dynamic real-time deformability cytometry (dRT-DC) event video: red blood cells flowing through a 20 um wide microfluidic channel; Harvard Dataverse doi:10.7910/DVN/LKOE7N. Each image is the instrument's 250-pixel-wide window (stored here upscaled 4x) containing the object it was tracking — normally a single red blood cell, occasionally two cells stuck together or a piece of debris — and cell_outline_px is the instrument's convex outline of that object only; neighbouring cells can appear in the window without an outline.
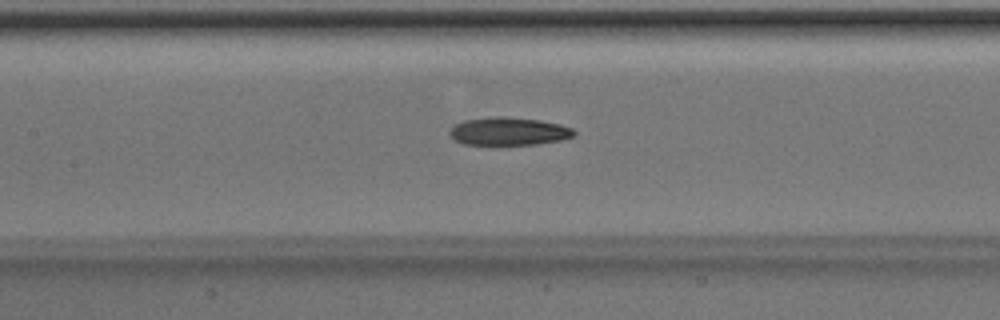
{"species": "Egyptian fruit bat (a non-hibernating species)", "species_latin": "Rousettus aegyptiacus", "temperature_condition": "room temperature", "stored_images_in_passage": 36, "camera_frame_rate_fps": 3000, "um_per_image_px": 0.085, "animal": {"sex": "male"}, "frame": {"image": 1, "passage_image": 9, "time_ms": 2.667, "image_size_px": [1000, 320], "cell_outline_px": [[576, 132], [572, 136], [560, 140], [536, 144], [464, 144], [456, 140], [448, 132], [456, 124], [464, 120], [496, 116], [508, 116], [540, 120], [560, 124], [572, 128]], "centroid_in_image_um": [43.25, 11.14], "position_along_channel_um": 164.1, "area_um2": 20.06}}
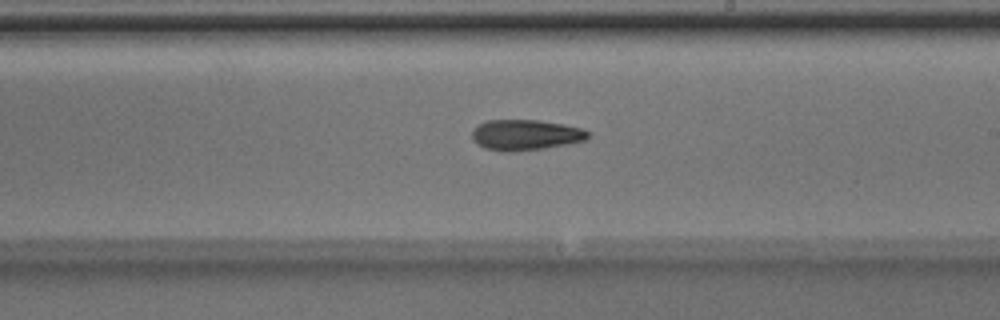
{"frame": {"image": 2, "passage_image": 15, "time_ms": 4.667, "image_size_px": [1000, 320], "cell_outline_px": [[588, 140], [568, 144], [544, 148], [512, 152], [500, 152], [484, 148], [476, 144], [472, 140], [472, 132], [480, 124], [488, 120], [536, 120], [560, 124], [580, 128], [588, 132]], "centroid_in_image_um": [44.63, 11.49], "position_along_channel_um": 244.4, "area_um2": 20.63}}
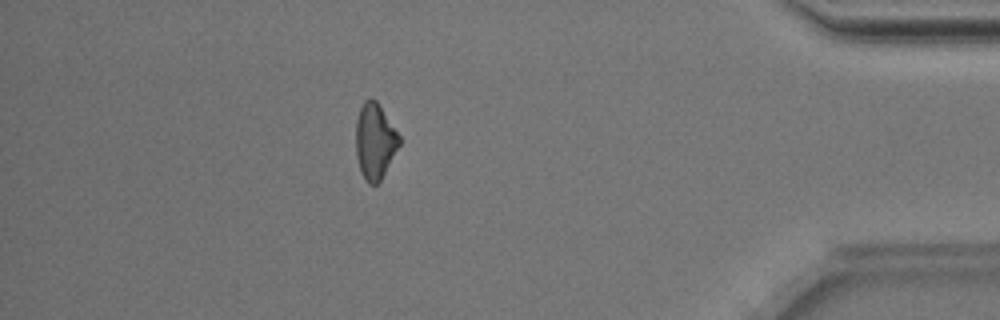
{"frame": {"image": 3, "passage_image": 30, "time_ms": 9.667, "image_size_px": [1000, 320], "cell_outline_px": [[400, 144], [380, 180], [376, 184], [368, 184], [364, 180], [360, 172], [356, 156], [356, 120], [360, 108], [364, 100], [372, 96], [376, 100], [400, 136]], "centroid_in_image_um": [31.84, 11.99], "position_along_channel_um": 403.4, "area_um2": 19.13}, "authors_computed_cell_mechanics": {"area_um2": 19.9699, "velocity_mm_per_s": 4.0221, "shape_relaxation_time_tau1_ms": 4.4609, "shape_relaxation_time_tau2_ms": null, "deformation_change_tau1": 0.1462, "deformation_change_tau2": null}}